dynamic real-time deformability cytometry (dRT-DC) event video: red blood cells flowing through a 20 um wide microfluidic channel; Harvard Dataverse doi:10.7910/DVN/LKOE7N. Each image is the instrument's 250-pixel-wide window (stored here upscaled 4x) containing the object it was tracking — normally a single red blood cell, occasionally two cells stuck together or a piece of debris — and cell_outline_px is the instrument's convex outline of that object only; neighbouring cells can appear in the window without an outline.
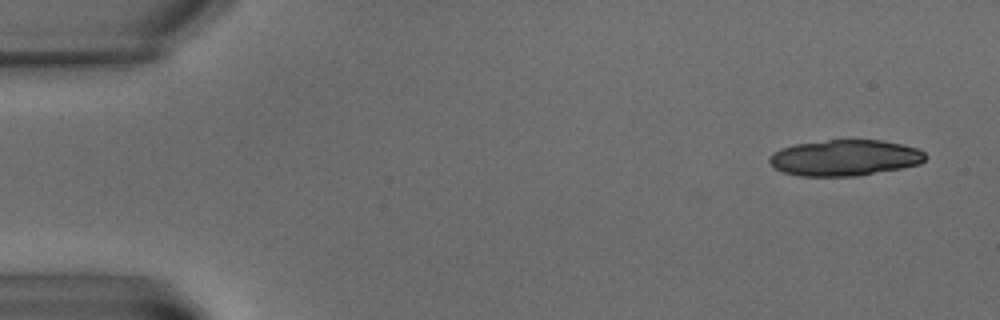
{"species": "common noctule bat (a hibernating species)", "species_latin": "Nyctalus noctula", "temperature_condition": "warm", "stored_images_in_passage": 7, "camera_frame_rate_fps": 3000, "um_per_image_px": 0.085, "animal": {"sex": "male", "body_mass_g": 15.6}, "frame": {"image": 1, "passage_image": 1, "time_ms": 0.0, "image_size_px": [1000, 320], "cell_outline_px": [[928, 156], [920, 164], [900, 168], [856, 176], [800, 176], [784, 172], [772, 168], [768, 160], [768, 156], [772, 152], [780, 148], [796, 144], [828, 140], [880, 140], [900, 144], [916, 148], [924, 152]], "centroid_in_image_um": [71.76, 13.41], "position_along_channel_um": 13.2, "area_um2": 32.77}}
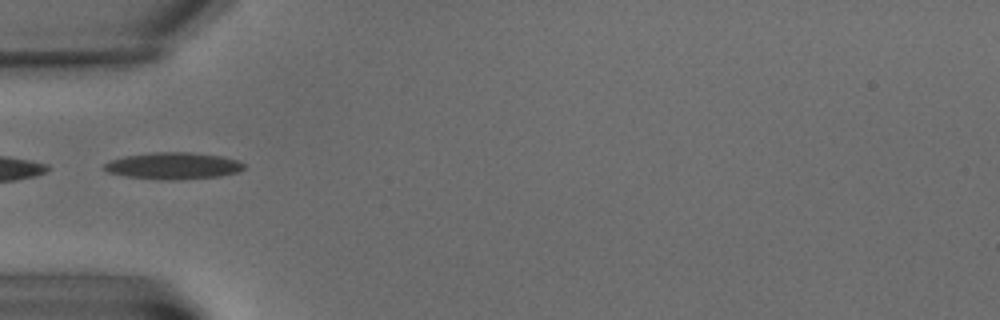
{"frame": {"image": 2, "passage_image": 5, "time_ms": 6.667, "image_size_px": [1000, 320], "cell_outline_px": [[244, 168], [240, 172], [220, 176], [180, 180], [156, 180], [124, 176], [108, 172], [100, 168], [104, 164], [112, 160], [124, 156], [152, 152], [188, 152], [224, 156], [236, 160], [244, 164]], "centroid_in_image_um": [14.71, 14.1], "position_along_channel_um": 70.3, "area_um2": 22.14}}